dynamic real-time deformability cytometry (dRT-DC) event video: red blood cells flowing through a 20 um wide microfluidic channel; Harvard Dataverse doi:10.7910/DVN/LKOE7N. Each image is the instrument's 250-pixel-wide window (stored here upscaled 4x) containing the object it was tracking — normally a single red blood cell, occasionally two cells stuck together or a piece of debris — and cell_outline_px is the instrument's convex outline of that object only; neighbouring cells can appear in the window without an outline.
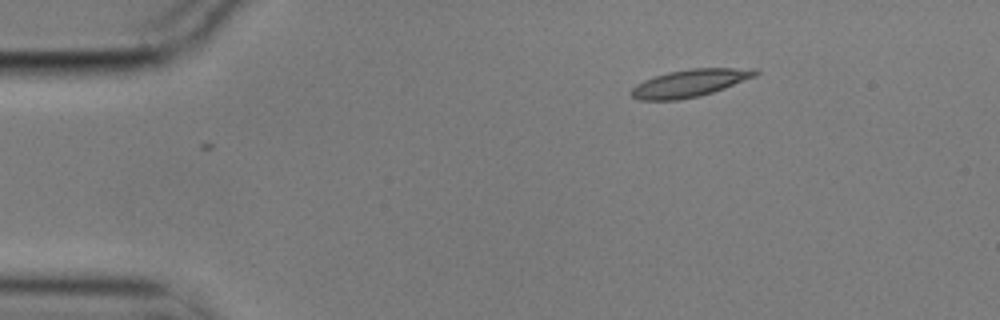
{"species": "common noctule bat (a hibernating species)", "species_latin": "Nyctalus noctula", "temperature_condition": "cold", "stored_images_in_passage": 4, "camera_frame_rate_fps": 3000, "um_per_image_px": 0.085, "animal": {"sex": "male", "body_mass_g": 17.9}, "frame": {"image": 1, "passage_image": 1, "time_ms": 0.0, "image_size_px": [1000, 320], "cell_outline_px": [[760, 72], [756, 76], [724, 88], [700, 96], [680, 100], [640, 100], [632, 96], [628, 92], [636, 84], [644, 80], [668, 72], [692, 68], [756, 68]], "centroid_in_image_um": [58.64, 7.06], "position_along_channel_um": 26.4, "area_um2": 19.88}}
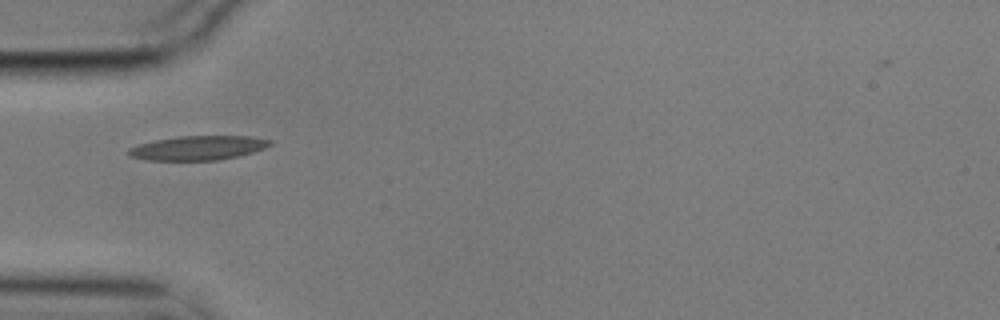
{"frame": {"image": 2, "passage_image": 3, "time_ms": 0.667, "image_size_px": [1000, 320], "cell_outline_px": [[272, 144], [264, 148], [252, 152], [220, 160], [144, 160], [128, 156], [128, 148], [140, 144], [156, 140], [176, 136], [252, 136], [272, 140]], "centroid_in_image_um": [16.82, 12.57], "position_along_channel_um": 68.2, "area_um2": 20.0}}
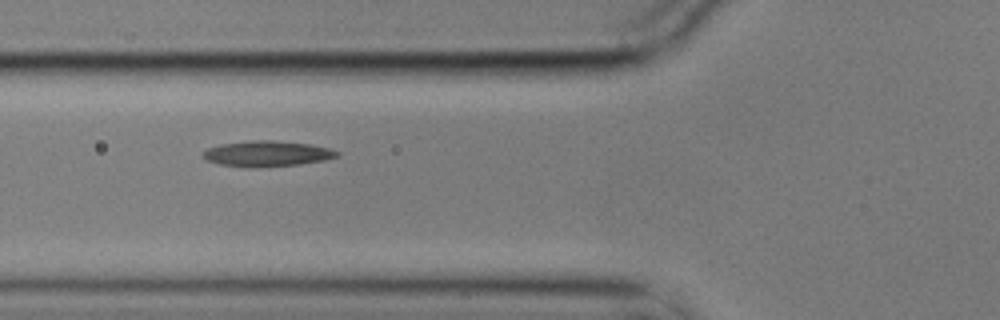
{"frame": {"image": 3, "passage_image": 4, "time_ms": 1.0, "image_size_px": [1000, 320], "cell_outline_px": [[340, 156], [324, 160], [300, 164], [256, 168], [248, 168], [220, 164], [208, 160], [204, 156], [204, 152], [208, 148], [220, 144], [248, 140], [272, 140], [312, 144], [328, 148], [340, 152]], "centroid_in_image_um": [22.74, 13.06], "position_along_channel_um": 103.1, "area_um2": 20.11}}